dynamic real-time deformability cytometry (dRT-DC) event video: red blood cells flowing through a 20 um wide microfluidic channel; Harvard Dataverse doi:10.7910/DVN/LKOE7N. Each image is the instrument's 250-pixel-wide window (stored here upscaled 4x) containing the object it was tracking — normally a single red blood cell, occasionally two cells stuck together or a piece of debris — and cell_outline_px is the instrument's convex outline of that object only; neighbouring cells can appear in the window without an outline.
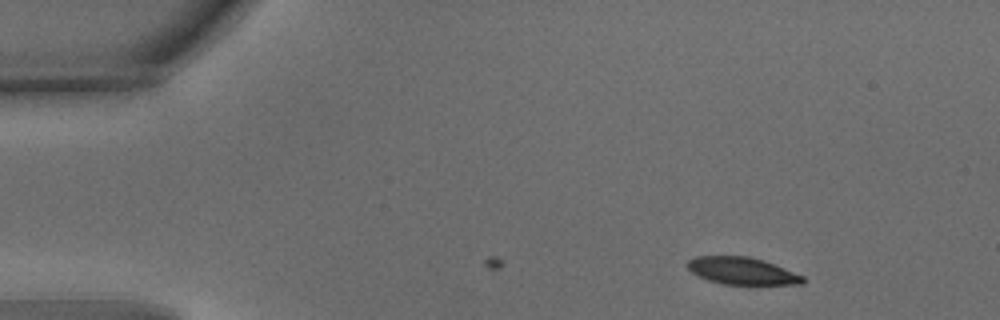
{"species": "common noctule bat (a hibernating species)", "species_latin": "Nyctalus noctula", "temperature_condition": "warm", "stored_images_in_passage": 4, "camera_frame_rate_fps": 3000, "um_per_image_px": 0.085, "animal": {"sex": "male", "body_mass_g": 15.6}, "frame": {"image": 1, "passage_image": 4, "time_ms": 1.0, "image_size_px": [1000, 320], "cell_outline_px": [[804, 284], [720, 284], [708, 280], [692, 272], [688, 268], [688, 260], [696, 256], [748, 256], [764, 260], [804, 276]], "centroid_in_image_um": [63.08, 23.02], "position_along_channel_um": 21.9, "area_um2": 18.15}}